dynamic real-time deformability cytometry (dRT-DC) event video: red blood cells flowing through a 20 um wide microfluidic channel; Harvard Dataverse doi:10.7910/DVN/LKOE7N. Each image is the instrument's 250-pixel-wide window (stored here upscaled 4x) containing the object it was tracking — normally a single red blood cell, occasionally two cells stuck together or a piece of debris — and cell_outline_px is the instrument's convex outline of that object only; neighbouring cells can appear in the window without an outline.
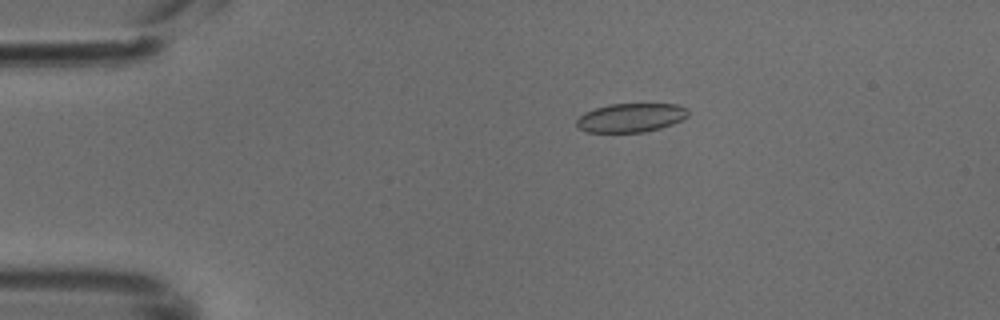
{"species": "common noctule bat (a hibernating species)", "species_latin": "Nyctalus noctula", "temperature_condition": "cold", "stored_images_in_passage": 50, "camera_frame_rate_fps": 3000, "um_per_image_px": 0.085, "animal": {"sex": "male", "body_mass_g": 18.8}, "frame": {"image": 1, "passage_image": 10, "time_ms": 3.0, "image_size_px": [1000, 320], "cell_outline_px": [[688, 116], [672, 124], [660, 128], [644, 132], [584, 132], [576, 124], [576, 120], [584, 112], [608, 104], [680, 104], [688, 108]], "centroid_in_image_um": [53.63, 10.0], "position_along_channel_um": 31.4, "area_um2": 18.79}}
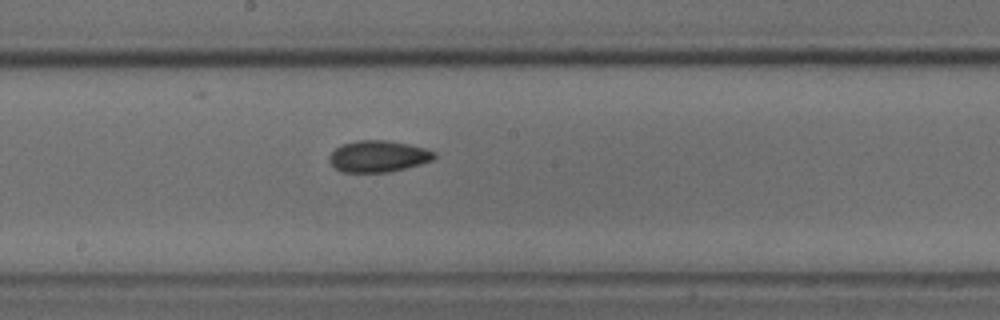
{"frame": {"image": 2, "passage_image": 27, "time_ms": 8.667, "image_size_px": [1000, 320], "cell_outline_px": [[436, 156], [432, 160], [420, 164], [388, 172], [340, 172], [328, 160], [328, 156], [340, 144], [356, 140], [388, 140], [408, 144], [424, 148], [436, 152]], "centroid_in_image_um": [32.12, 13.27], "position_along_channel_um": 216.1, "area_um2": 19.31}}
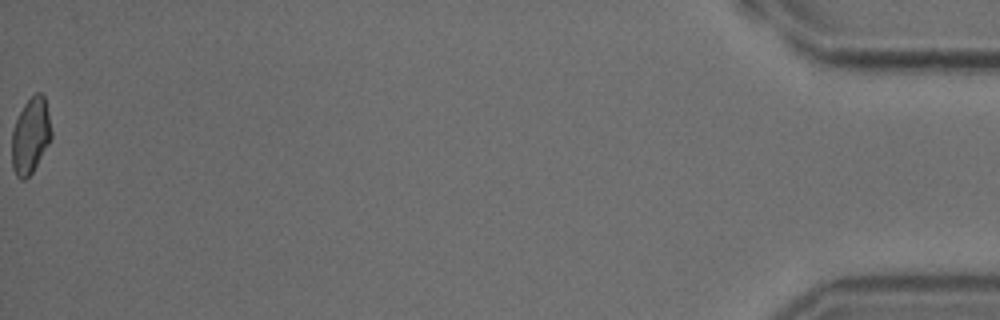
{"frame": {"image": 3, "passage_image": 50, "time_ms": 16.333, "image_size_px": [1000, 320], "cell_outline_px": [[52, 136], [48, 144], [32, 172], [24, 180], [20, 180], [16, 176], [12, 168], [12, 128], [24, 104], [36, 92], [40, 92], [44, 96], [52, 132]], "centroid_in_image_um": [2.58, 11.55], "position_along_channel_um": 432.6, "area_um2": 17.28}}